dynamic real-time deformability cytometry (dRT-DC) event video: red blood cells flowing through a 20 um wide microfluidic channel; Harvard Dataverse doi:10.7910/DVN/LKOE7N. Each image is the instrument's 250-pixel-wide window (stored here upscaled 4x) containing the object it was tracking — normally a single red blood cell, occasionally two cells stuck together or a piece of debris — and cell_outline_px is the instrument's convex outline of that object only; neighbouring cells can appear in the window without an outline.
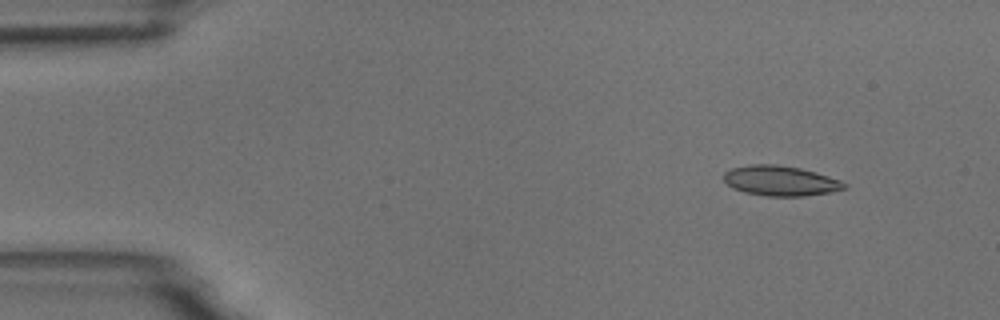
{"species": "common noctule bat (a hibernating species)", "species_latin": "Nyctalus noctula", "temperature_condition": "room temperature", "stored_images_in_passage": 7, "camera_frame_rate_fps": 3000, "um_per_image_px": 0.085, "animal": {"sex": "male", "body_mass_g": 18.8}, "frame": {"image": 1, "passage_image": 1, "time_ms": 0.0, "image_size_px": [1000, 320], "cell_outline_px": [[848, 188], [832, 192], [804, 196], [768, 196], [744, 192], [732, 188], [724, 180], [724, 172], [732, 168], [752, 164], [776, 164], [800, 168], [816, 172], [840, 180], [848, 184]], "centroid_in_image_um": [66.37, 15.37], "position_along_channel_um": 18.6, "area_um2": 21.21}}
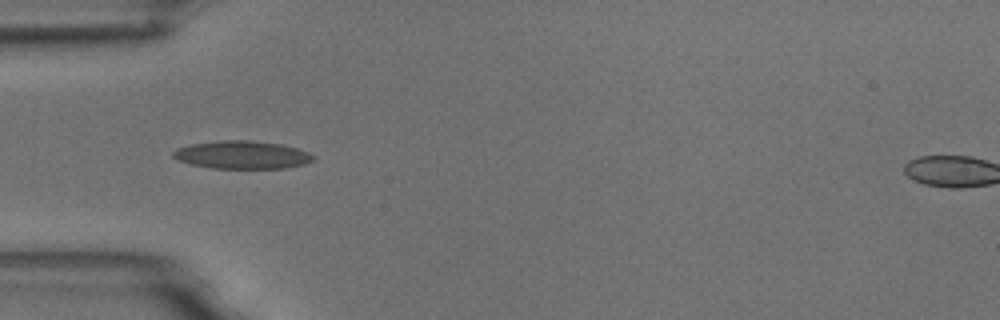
{"frame": {"image": 2, "passage_image": 4, "time_ms": 3.667, "image_size_px": [1000, 320], "cell_outline_px": [[316, 160], [304, 164], [284, 168], [212, 168], [192, 164], [176, 160], [172, 156], [172, 152], [176, 148], [192, 144], [220, 140], [252, 140], [280, 144], [296, 148], [308, 152], [316, 156]], "centroid_in_image_um": [20.58, 13.16], "position_along_channel_um": 64.4, "area_um2": 22.89}}